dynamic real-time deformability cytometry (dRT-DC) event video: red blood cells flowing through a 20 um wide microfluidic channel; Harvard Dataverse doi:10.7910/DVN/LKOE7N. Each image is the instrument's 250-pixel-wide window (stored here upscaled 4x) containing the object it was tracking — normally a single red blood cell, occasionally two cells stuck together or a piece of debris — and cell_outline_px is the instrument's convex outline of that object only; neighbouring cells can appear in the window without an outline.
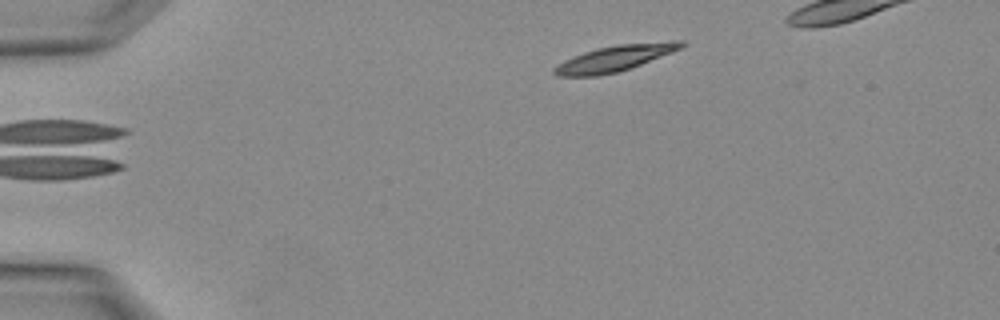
{"species": "Egyptian fruit bat (a non-hibernating species)", "species_latin": "Rousettus aegyptiacus", "temperature_condition": "warm", "stored_images_in_passage": 3, "camera_frame_rate_fps": 3000, "um_per_image_px": 0.085, "animal": {"sex": "female"}, "frame": {"image": 1, "passage_image": 3, "time_ms": 0.667, "image_size_px": [1000, 320], "cell_outline_px": [[688, 44], [672, 52], [640, 64], [616, 72], [596, 76], [556, 76], [552, 72], [552, 68], [564, 60], [584, 52], [616, 44], [672, 40], [684, 40]], "centroid_in_image_um": [52.28, 4.94], "position_along_channel_um": 32.7, "area_um2": 19.13}}